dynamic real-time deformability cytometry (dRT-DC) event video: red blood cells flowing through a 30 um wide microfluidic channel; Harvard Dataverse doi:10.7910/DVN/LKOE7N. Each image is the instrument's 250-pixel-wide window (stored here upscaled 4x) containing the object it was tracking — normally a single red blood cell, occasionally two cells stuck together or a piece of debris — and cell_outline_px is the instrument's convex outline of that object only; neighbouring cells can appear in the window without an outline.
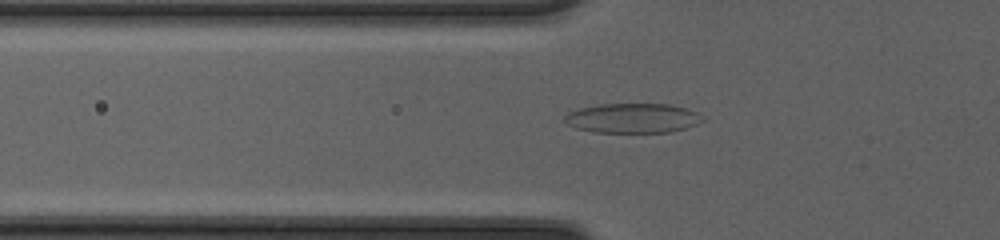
{"species": "common noctule bat (a hibernating species)", "species_latin": "Nyctalus noctula", "temperature_condition": "cold", "stored_images_in_passage": 50, "camera_frame_rate_fps": 3000, "um_per_image_px": 0.085, "animal": {"sex": "female", "body_mass_g": 20.0, "forearm_length_mm": 54.0}, "frame": {"image": 1, "passage_image": 19, "time_ms": 6.0, "image_size_px": [1000, 240], "cell_outline_px": [[704, 120], [696, 124], [672, 132], [592, 132], [576, 128], [568, 124], [564, 120], [564, 116], [568, 112], [580, 108], [600, 104], [668, 104], [688, 108], [700, 112], [704, 116]], "centroid_in_image_um": [53.81, 10.04], "position_along_channel_um": 72.0, "area_um2": 23.99}}
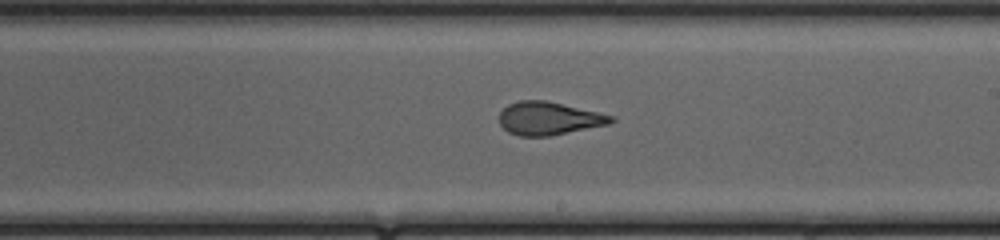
{"frame": {"image": 2, "passage_image": 31, "time_ms": 10.0, "image_size_px": [1000, 240], "cell_outline_px": [[616, 120], [608, 124], [548, 136], [520, 136], [508, 132], [500, 124], [500, 112], [508, 104], [520, 100], [548, 100], [616, 116]], "centroid_in_image_um": [46.66, 10.05], "position_along_channel_um": 242.3, "area_um2": 21.56}}
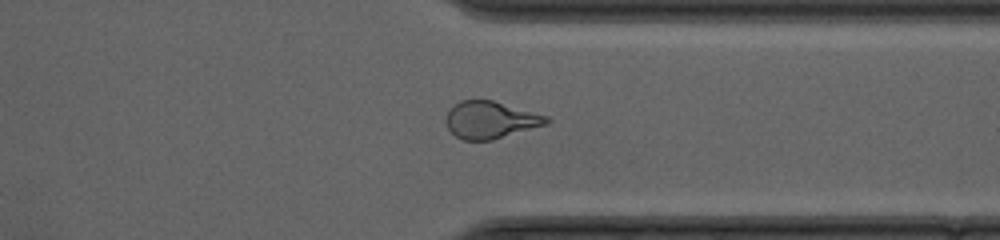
{"frame": {"image": 3, "passage_image": 40, "time_ms": 13.0, "image_size_px": [1000, 240], "cell_outline_px": [[552, 120], [548, 124], [492, 140], [464, 140], [456, 136], [448, 128], [444, 120], [452, 104], [460, 100], [492, 100], [548, 116]], "centroid_in_image_um": [41.68, 10.19], "position_along_channel_um": 369.7, "area_um2": 21.85}, "authors_computed_cell_mechanics": {"area_um2": 23.9292, "velocity_mm_per_s": 4.2602, "shape_relaxation_time_tau1_ms": null, "shape_relaxation_time_tau2_ms": 1.16, "deformation_change_tau1": null, "deformation_change_tau2": 0.0929}}